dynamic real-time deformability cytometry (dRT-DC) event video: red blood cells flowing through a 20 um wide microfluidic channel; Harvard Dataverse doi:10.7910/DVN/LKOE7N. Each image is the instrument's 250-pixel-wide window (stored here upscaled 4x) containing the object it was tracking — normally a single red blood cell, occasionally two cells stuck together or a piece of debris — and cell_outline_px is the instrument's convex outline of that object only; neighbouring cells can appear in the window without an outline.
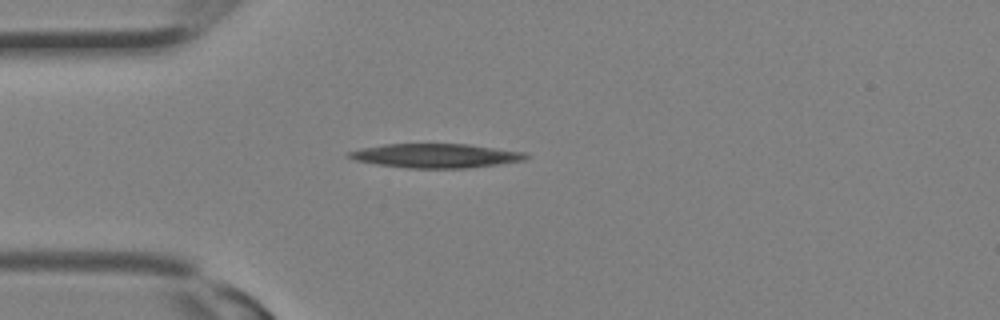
{"species": "Egyptian fruit bat (a non-hibernating species)", "species_latin": "Rousettus aegyptiacus", "temperature_condition": "room temperature", "stored_images_in_passage": 13, "camera_frame_rate_fps": 3000, "um_per_image_px": 0.085, "animal": {"sex": "female"}, "frame": {"image": 1, "passage_image": 1, "time_ms": 0.0, "image_size_px": [1000, 320], "cell_outline_px": [[532, 156], [524, 160], [500, 164], [464, 168], [408, 168], [376, 164], [356, 160], [344, 156], [348, 152], [360, 148], [384, 144], [468, 144], [524, 152]], "centroid_in_image_um": [37.03, 13.23], "position_along_channel_um": 48.0, "area_um2": 24.91}}
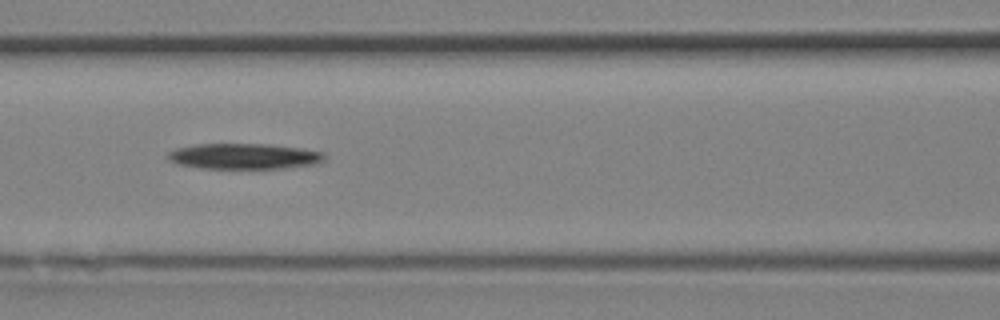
{"frame": {"image": 2, "passage_image": 6, "time_ms": 1.667, "image_size_px": [1000, 320], "cell_outline_px": [[324, 160], [316, 164], [284, 168], [200, 168], [180, 164], [168, 160], [164, 156], [168, 152], [176, 148], [192, 144], [268, 144], [304, 148], [324, 152]], "centroid_in_image_um": [20.73, 13.27], "position_along_channel_um": 145.9, "area_um2": 23.58}}
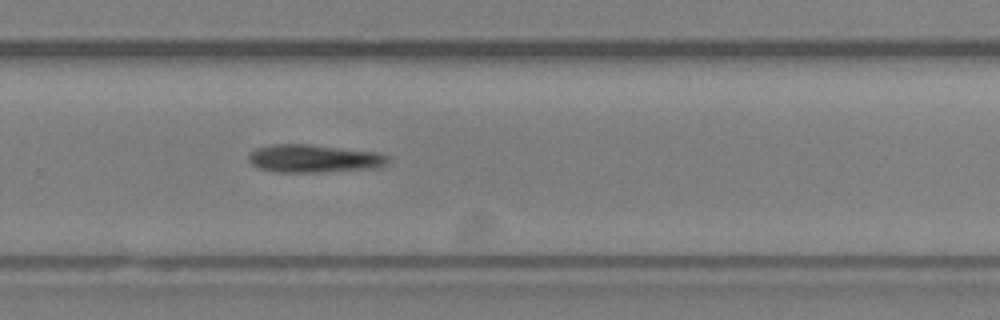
{"frame": {"image": 3, "passage_image": 13, "time_ms": 4.0, "image_size_px": [1000, 320], "cell_outline_px": [[392, 160], [388, 164], [376, 168], [320, 172], [276, 172], [260, 168], [252, 164], [248, 160], [248, 156], [256, 148], [272, 144], [308, 144], [380, 152], [388, 156]], "centroid_in_image_um": [26.74, 13.47], "position_along_channel_um": 303.1, "area_um2": 22.89}}